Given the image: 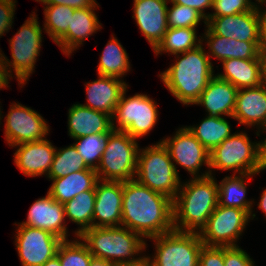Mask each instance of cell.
I'll list each match as a JSON object with an SVG mask.
<instances>
[{
	"label": "cell",
	"mask_w": 266,
	"mask_h": 266,
	"mask_svg": "<svg viewBox=\"0 0 266 266\" xmlns=\"http://www.w3.org/2000/svg\"><path fill=\"white\" fill-rule=\"evenodd\" d=\"M1 107V106H0ZM2 112H1V108H0V121L2 120L3 117H1ZM1 123V122H0ZM1 125V124H0Z\"/></svg>",
	"instance_id": "52"
},
{
	"label": "cell",
	"mask_w": 266,
	"mask_h": 266,
	"mask_svg": "<svg viewBox=\"0 0 266 266\" xmlns=\"http://www.w3.org/2000/svg\"><path fill=\"white\" fill-rule=\"evenodd\" d=\"M169 0H134L133 16L153 51L161 43L167 25Z\"/></svg>",
	"instance_id": "15"
},
{
	"label": "cell",
	"mask_w": 266,
	"mask_h": 266,
	"mask_svg": "<svg viewBox=\"0 0 266 266\" xmlns=\"http://www.w3.org/2000/svg\"><path fill=\"white\" fill-rule=\"evenodd\" d=\"M128 58V54L121 43H119V40L114 35H111L110 40L100 55V62L97 66L98 75L116 77L122 80V77L131 68Z\"/></svg>",
	"instance_id": "30"
},
{
	"label": "cell",
	"mask_w": 266,
	"mask_h": 266,
	"mask_svg": "<svg viewBox=\"0 0 266 266\" xmlns=\"http://www.w3.org/2000/svg\"><path fill=\"white\" fill-rule=\"evenodd\" d=\"M127 266H150V265H149L148 261L145 259L144 261H142L138 265H127Z\"/></svg>",
	"instance_id": "50"
},
{
	"label": "cell",
	"mask_w": 266,
	"mask_h": 266,
	"mask_svg": "<svg viewBox=\"0 0 266 266\" xmlns=\"http://www.w3.org/2000/svg\"><path fill=\"white\" fill-rule=\"evenodd\" d=\"M97 8H99V3L93 7L75 9L67 32L56 42L65 56L72 55L75 49L83 45L86 38L100 31L102 24L94 11Z\"/></svg>",
	"instance_id": "21"
},
{
	"label": "cell",
	"mask_w": 266,
	"mask_h": 266,
	"mask_svg": "<svg viewBox=\"0 0 266 266\" xmlns=\"http://www.w3.org/2000/svg\"><path fill=\"white\" fill-rule=\"evenodd\" d=\"M167 10V25L170 28H197L201 20L206 25V18L194 8L171 3Z\"/></svg>",
	"instance_id": "37"
},
{
	"label": "cell",
	"mask_w": 266,
	"mask_h": 266,
	"mask_svg": "<svg viewBox=\"0 0 266 266\" xmlns=\"http://www.w3.org/2000/svg\"><path fill=\"white\" fill-rule=\"evenodd\" d=\"M198 266H224V247L203 245Z\"/></svg>",
	"instance_id": "40"
},
{
	"label": "cell",
	"mask_w": 266,
	"mask_h": 266,
	"mask_svg": "<svg viewBox=\"0 0 266 266\" xmlns=\"http://www.w3.org/2000/svg\"><path fill=\"white\" fill-rule=\"evenodd\" d=\"M14 153L16 167L26 176L48 175L57 148L46 138L35 142L22 143Z\"/></svg>",
	"instance_id": "19"
},
{
	"label": "cell",
	"mask_w": 266,
	"mask_h": 266,
	"mask_svg": "<svg viewBox=\"0 0 266 266\" xmlns=\"http://www.w3.org/2000/svg\"><path fill=\"white\" fill-rule=\"evenodd\" d=\"M224 73L216 75L238 90L254 88L266 82V59H227L222 61Z\"/></svg>",
	"instance_id": "23"
},
{
	"label": "cell",
	"mask_w": 266,
	"mask_h": 266,
	"mask_svg": "<svg viewBox=\"0 0 266 266\" xmlns=\"http://www.w3.org/2000/svg\"><path fill=\"white\" fill-rule=\"evenodd\" d=\"M231 118L238 120L240 125L257 126V136L264 130L266 132V82L258 87L238 90Z\"/></svg>",
	"instance_id": "20"
},
{
	"label": "cell",
	"mask_w": 266,
	"mask_h": 266,
	"mask_svg": "<svg viewBox=\"0 0 266 266\" xmlns=\"http://www.w3.org/2000/svg\"><path fill=\"white\" fill-rule=\"evenodd\" d=\"M41 2L44 5H65L73 9H81L93 7L97 1L96 0H35Z\"/></svg>",
	"instance_id": "42"
},
{
	"label": "cell",
	"mask_w": 266,
	"mask_h": 266,
	"mask_svg": "<svg viewBox=\"0 0 266 266\" xmlns=\"http://www.w3.org/2000/svg\"><path fill=\"white\" fill-rule=\"evenodd\" d=\"M78 240H63L57 250L61 266H89L92 254L80 237Z\"/></svg>",
	"instance_id": "36"
},
{
	"label": "cell",
	"mask_w": 266,
	"mask_h": 266,
	"mask_svg": "<svg viewBox=\"0 0 266 266\" xmlns=\"http://www.w3.org/2000/svg\"><path fill=\"white\" fill-rule=\"evenodd\" d=\"M43 9L45 16L43 29L56 43L67 32L75 9L65 5H45Z\"/></svg>",
	"instance_id": "35"
},
{
	"label": "cell",
	"mask_w": 266,
	"mask_h": 266,
	"mask_svg": "<svg viewBox=\"0 0 266 266\" xmlns=\"http://www.w3.org/2000/svg\"><path fill=\"white\" fill-rule=\"evenodd\" d=\"M176 164L162 142L139 149L135 179L174 200L181 186Z\"/></svg>",
	"instance_id": "6"
},
{
	"label": "cell",
	"mask_w": 266,
	"mask_h": 266,
	"mask_svg": "<svg viewBox=\"0 0 266 266\" xmlns=\"http://www.w3.org/2000/svg\"><path fill=\"white\" fill-rule=\"evenodd\" d=\"M112 128V117L82 104H73L68 110V136L71 139L91 134L106 133Z\"/></svg>",
	"instance_id": "26"
},
{
	"label": "cell",
	"mask_w": 266,
	"mask_h": 266,
	"mask_svg": "<svg viewBox=\"0 0 266 266\" xmlns=\"http://www.w3.org/2000/svg\"><path fill=\"white\" fill-rule=\"evenodd\" d=\"M32 12L30 17L25 20L18 32L9 39L12 61L7 59L2 50L0 56L8 75L13 78L16 76L20 87L27 83L30 75L34 72L37 57L40 55L42 46V29L38 22V15ZM14 68V69H12ZM14 71L15 75L12 71Z\"/></svg>",
	"instance_id": "7"
},
{
	"label": "cell",
	"mask_w": 266,
	"mask_h": 266,
	"mask_svg": "<svg viewBox=\"0 0 266 266\" xmlns=\"http://www.w3.org/2000/svg\"><path fill=\"white\" fill-rule=\"evenodd\" d=\"M256 3L251 0H213V13L208 12L207 18L229 16L252 10Z\"/></svg>",
	"instance_id": "38"
},
{
	"label": "cell",
	"mask_w": 266,
	"mask_h": 266,
	"mask_svg": "<svg viewBox=\"0 0 266 266\" xmlns=\"http://www.w3.org/2000/svg\"><path fill=\"white\" fill-rule=\"evenodd\" d=\"M95 196L93 227L122 226L123 182L99 180Z\"/></svg>",
	"instance_id": "16"
},
{
	"label": "cell",
	"mask_w": 266,
	"mask_h": 266,
	"mask_svg": "<svg viewBox=\"0 0 266 266\" xmlns=\"http://www.w3.org/2000/svg\"><path fill=\"white\" fill-rule=\"evenodd\" d=\"M255 2H256V3L258 2L257 4H261V3H262L263 5L266 4V0H256Z\"/></svg>",
	"instance_id": "51"
},
{
	"label": "cell",
	"mask_w": 266,
	"mask_h": 266,
	"mask_svg": "<svg viewBox=\"0 0 266 266\" xmlns=\"http://www.w3.org/2000/svg\"><path fill=\"white\" fill-rule=\"evenodd\" d=\"M260 6V7H259ZM257 5V15L259 18V49L261 54L266 57V9L263 10L262 3ZM262 6V8H261ZM263 10V11H261Z\"/></svg>",
	"instance_id": "44"
},
{
	"label": "cell",
	"mask_w": 266,
	"mask_h": 266,
	"mask_svg": "<svg viewBox=\"0 0 266 266\" xmlns=\"http://www.w3.org/2000/svg\"><path fill=\"white\" fill-rule=\"evenodd\" d=\"M128 87L121 95L112 116V127L125 131L134 139L148 135L158 121V105L146 94H135L126 98ZM117 120V121H116ZM116 121V122H114ZM115 123H118L116 126Z\"/></svg>",
	"instance_id": "9"
},
{
	"label": "cell",
	"mask_w": 266,
	"mask_h": 266,
	"mask_svg": "<svg viewBox=\"0 0 266 266\" xmlns=\"http://www.w3.org/2000/svg\"><path fill=\"white\" fill-rule=\"evenodd\" d=\"M89 266H116V265L110 261L93 257L90 261Z\"/></svg>",
	"instance_id": "46"
},
{
	"label": "cell",
	"mask_w": 266,
	"mask_h": 266,
	"mask_svg": "<svg viewBox=\"0 0 266 266\" xmlns=\"http://www.w3.org/2000/svg\"><path fill=\"white\" fill-rule=\"evenodd\" d=\"M206 26L214 34L228 39L259 42L260 29L257 6L244 13L207 18Z\"/></svg>",
	"instance_id": "18"
},
{
	"label": "cell",
	"mask_w": 266,
	"mask_h": 266,
	"mask_svg": "<svg viewBox=\"0 0 266 266\" xmlns=\"http://www.w3.org/2000/svg\"><path fill=\"white\" fill-rule=\"evenodd\" d=\"M247 133L239 131L226 138L210 152L209 174L212 170L239 174H259L263 170V141L251 142ZM211 169V170H210Z\"/></svg>",
	"instance_id": "5"
},
{
	"label": "cell",
	"mask_w": 266,
	"mask_h": 266,
	"mask_svg": "<svg viewBox=\"0 0 266 266\" xmlns=\"http://www.w3.org/2000/svg\"><path fill=\"white\" fill-rule=\"evenodd\" d=\"M9 79H11V77L8 75L0 56V90L9 87Z\"/></svg>",
	"instance_id": "45"
},
{
	"label": "cell",
	"mask_w": 266,
	"mask_h": 266,
	"mask_svg": "<svg viewBox=\"0 0 266 266\" xmlns=\"http://www.w3.org/2000/svg\"><path fill=\"white\" fill-rule=\"evenodd\" d=\"M51 181L53 183L47 193L56 201L65 204L83 191L95 190L99 179L96 170L86 169Z\"/></svg>",
	"instance_id": "27"
},
{
	"label": "cell",
	"mask_w": 266,
	"mask_h": 266,
	"mask_svg": "<svg viewBox=\"0 0 266 266\" xmlns=\"http://www.w3.org/2000/svg\"><path fill=\"white\" fill-rule=\"evenodd\" d=\"M65 221L64 204L47 193L45 197L39 198L31 205L27 220L18 225L46 230L62 240H68L67 237L70 235Z\"/></svg>",
	"instance_id": "17"
},
{
	"label": "cell",
	"mask_w": 266,
	"mask_h": 266,
	"mask_svg": "<svg viewBox=\"0 0 266 266\" xmlns=\"http://www.w3.org/2000/svg\"><path fill=\"white\" fill-rule=\"evenodd\" d=\"M255 174H233L226 176L218 184V205L225 207H237L245 210L250 214L251 220L255 218V213L252 214L254 199L247 200L246 180L252 179ZM246 179V180H245ZM253 202V203H252Z\"/></svg>",
	"instance_id": "28"
},
{
	"label": "cell",
	"mask_w": 266,
	"mask_h": 266,
	"mask_svg": "<svg viewBox=\"0 0 266 266\" xmlns=\"http://www.w3.org/2000/svg\"><path fill=\"white\" fill-rule=\"evenodd\" d=\"M88 108L113 116L127 83L116 77L98 75V79L85 83Z\"/></svg>",
	"instance_id": "22"
},
{
	"label": "cell",
	"mask_w": 266,
	"mask_h": 266,
	"mask_svg": "<svg viewBox=\"0 0 266 266\" xmlns=\"http://www.w3.org/2000/svg\"><path fill=\"white\" fill-rule=\"evenodd\" d=\"M42 266H61V262L57 255L46 261Z\"/></svg>",
	"instance_id": "48"
},
{
	"label": "cell",
	"mask_w": 266,
	"mask_h": 266,
	"mask_svg": "<svg viewBox=\"0 0 266 266\" xmlns=\"http://www.w3.org/2000/svg\"><path fill=\"white\" fill-rule=\"evenodd\" d=\"M181 56L176 54V61L159 77L180 103L194 105L214 76L213 64L203 42L197 48L181 53Z\"/></svg>",
	"instance_id": "3"
},
{
	"label": "cell",
	"mask_w": 266,
	"mask_h": 266,
	"mask_svg": "<svg viewBox=\"0 0 266 266\" xmlns=\"http://www.w3.org/2000/svg\"><path fill=\"white\" fill-rule=\"evenodd\" d=\"M254 261L241 247H224V266H254Z\"/></svg>",
	"instance_id": "39"
},
{
	"label": "cell",
	"mask_w": 266,
	"mask_h": 266,
	"mask_svg": "<svg viewBox=\"0 0 266 266\" xmlns=\"http://www.w3.org/2000/svg\"><path fill=\"white\" fill-rule=\"evenodd\" d=\"M250 219V214L243 209L218 205L199 232L201 241L205 246H237Z\"/></svg>",
	"instance_id": "11"
},
{
	"label": "cell",
	"mask_w": 266,
	"mask_h": 266,
	"mask_svg": "<svg viewBox=\"0 0 266 266\" xmlns=\"http://www.w3.org/2000/svg\"><path fill=\"white\" fill-rule=\"evenodd\" d=\"M204 37L205 44L208 45L209 51L207 55L211 59L215 57L221 62L227 59H266L259 49V42L239 41L236 39H228L223 36L214 34L207 26Z\"/></svg>",
	"instance_id": "25"
},
{
	"label": "cell",
	"mask_w": 266,
	"mask_h": 266,
	"mask_svg": "<svg viewBox=\"0 0 266 266\" xmlns=\"http://www.w3.org/2000/svg\"><path fill=\"white\" fill-rule=\"evenodd\" d=\"M169 2L194 8L199 13H201L206 19L208 17V14L205 13V9H212L213 6V0H169Z\"/></svg>",
	"instance_id": "43"
},
{
	"label": "cell",
	"mask_w": 266,
	"mask_h": 266,
	"mask_svg": "<svg viewBox=\"0 0 266 266\" xmlns=\"http://www.w3.org/2000/svg\"><path fill=\"white\" fill-rule=\"evenodd\" d=\"M257 205H258V208L265 214V218H266V188L263 189V192L260 197V201Z\"/></svg>",
	"instance_id": "47"
},
{
	"label": "cell",
	"mask_w": 266,
	"mask_h": 266,
	"mask_svg": "<svg viewBox=\"0 0 266 266\" xmlns=\"http://www.w3.org/2000/svg\"><path fill=\"white\" fill-rule=\"evenodd\" d=\"M122 226L143 238L173 231V200L136 179L123 182Z\"/></svg>",
	"instance_id": "1"
},
{
	"label": "cell",
	"mask_w": 266,
	"mask_h": 266,
	"mask_svg": "<svg viewBox=\"0 0 266 266\" xmlns=\"http://www.w3.org/2000/svg\"><path fill=\"white\" fill-rule=\"evenodd\" d=\"M187 128L209 152L232 135L228 120L219 116L207 115L199 125Z\"/></svg>",
	"instance_id": "29"
},
{
	"label": "cell",
	"mask_w": 266,
	"mask_h": 266,
	"mask_svg": "<svg viewBox=\"0 0 266 266\" xmlns=\"http://www.w3.org/2000/svg\"><path fill=\"white\" fill-rule=\"evenodd\" d=\"M95 198V190H86L64 204L65 217L79 225L75 231L76 238L93 227Z\"/></svg>",
	"instance_id": "31"
},
{
	"label": "cell",
	"mask_w": 266,
	"mask_h": 266,
	"mask_svg": "<svg viewBox=\"0 0 266 266\" xmlns=\"http://www.w3.org/2000/svg\"><path fill=\"white\" fill-rule=\"evenodd\" d=\"M218 206V183L213 175L181 182L173 200V226L179 232H200Z\"/></svg>",
	"instance_id": "2"
},
{
	"label": "cell",
	"mask_w": 266,
	"mask_h": 266,
	"mask_svg": "<svg viewBox=\"0 0 266 266\" xmlns=\"http://www.w3.org/2000/svg\"><path fill=\"white\" fill-rule=\"evenodd\" d=\"M78 237L93 257L110 261L116 266L138 265L146 259V255H140L147 248V241L123 226L91 227ZM136 255L139 257L136 258Z\"/></svg>",
	"instance_id": "4"
},
{
	"label": "cell",
	"mask_w": 266,
	"mask_h": 266,
	"mask_svg": "<svg viewBox=\"0 0 266 266\" xmlns=\"http://www.w3.org/2000/svg\"><path fill=\"white\" fill-rule=\"evenodd\" d=\"M155 242V256H146L150 266H198L204 245L198 232L171 231L149 238Z\"/></svg>",
	"instance_id": "10"
},
{
	"label": "cell",
	"mask_w": 266,
	"mask_h": 266,
	"mask_svg": "<svg viewBox=\"0 0 266 266\" xmlns=\"http://www.w3.org/2000/svg\"><path fill=\"white\" fill-rule=\"evenodd\" d=\"M266 169V139L263 140V170Z\"/></svg>",
	"instance_id": "49"
},
{
	"label": "cell",
	"mask_w": 266,
	"mask_h": 266,
	"mask_svg": "<svg viewBox=\"0 0 266 266\" xmlns=\"http://www.w3.org/2000/svg\"><path fill=\"white\" fill-rule=\"evenodd\" d=\"M237 93L234 85L215 74L194 105L205 107L208 116L232 117Z\"/></svg>",
	"instance_id": "24"
},
{
	"label": "cell",
	"mask_w": 266,
	"mask_h": 266,
	"mask_svg": "<svg viewBox=\"0 0 266 266\" xmlns=\"http://www.w3.org/2000/svg\"><path fill=\"white\" fill-rule=\"evenodd\" d=\"M17 227L15 246L22 266H42L57 254L61 238L39 228Z\"/></svg>",
	"instance_id": "14"
},
{
	"label": "cell",
	"mask_w": 266,
	"mask_h": 266,
	"mask_svg": "<svg viewBox=\"0 0 266 266\" xmlns=\"http://www.w3.org/2000/svg\"><path fill=\"white\" fill-rule=\"evenodd\" d=\"M89 168L73 144L56 150L47 178L57 179Z\"/></svg>",
	"instance_id": "34"
},
{
	"label": "cell",
	"mask_w": 266,
	"mask_h": 266,
	"mask_svg": "<svg viewBox=\"0 0 266 266\" xmlns=\"http://www.w3.org/2000/svg\"><path fill=\"white\" fill-rule=\"evenodd\" d=\"M16 0H0V38L12 27Z\"/></svg>",
	"instance_id": "41"
},
{
	"label": "cell",
	"mask_w": 266,
	"mask_h": 266,
	"mask_svg": "<svg viewBox=\"0 0 266 266\" xmlns=\"http://www.w3.org/2000/svg\"><path fill=\"white\" fill-rule=\"evenodd\" d=\"M196 28H170L166 31L163 40L154 50L155 55L169 53L181 54L193 50L202 44L201 36L198 39Z\"/></svg>",
	"instance_id": "32"
},
{
	"label": "cell",
	"mask_w": 266,
	"mask_h": 266,
	"mask_svg": "<svg viewBox=\"0 0 266 266\" xmlns=\"http://www.w3.org/2000/svg\"><path fill=\"white\" fill-rule=\"evenodd\" d=\"M114 130L112 127L106 133L91 134L74 139L75 142L73 145L89 168L94 170L98 168L103 152L107 146L108 138Z\"/></svg>",
	"instance_id": "33"
},
{
	"label": "cell",
	"mask_w": 266,
	"mask_h": 266,
	"mask_svg": "<svg viewBox=\"0 0 266 266\" xmlns=\"http://www.w3.org/2000/svg\"><path fill=\"white\" fill-rule=\"evenodd\" d=\"M5 141L9 146L46 139L50 129L43 117L19 102L12 103L5 117Z\"/></svg>",
	"instance_id": "13"
},
{
	"label": "cell",
	"mask_w": 266,
	"mask_h": 266,
	"mask_svg": "<svg viewBox=\"0 0 266 266\" xmlns=\"http://www.w3.org/2000/svg\"><path fill=\"white\" fill-rule=\"evenodd\" d=\"M159 142L168 149L173 163L183 167L193 178L210 175L209 170L199 174L203 165L209 169L210 152L188 130L187 126L179 128L172 138L167 137Z\"/></svg>",
	"instance_id": "12"
},
{
	"label": "cell",
	"mask_w": 266,
	"mask_h": 266,
	"mask_svg": "<svg viewBox=\"0 0 266 266\" xmlns=\"http://www.w3.org/2000/svg\"><path fill=\"white\" fill-rule=\"evenodd\" d=\"M125 131L114 130L96 169L101 181L126 182L135 179L139 146Z\"/></svg>",
	"instance_id": "8"
}]
</instances>
